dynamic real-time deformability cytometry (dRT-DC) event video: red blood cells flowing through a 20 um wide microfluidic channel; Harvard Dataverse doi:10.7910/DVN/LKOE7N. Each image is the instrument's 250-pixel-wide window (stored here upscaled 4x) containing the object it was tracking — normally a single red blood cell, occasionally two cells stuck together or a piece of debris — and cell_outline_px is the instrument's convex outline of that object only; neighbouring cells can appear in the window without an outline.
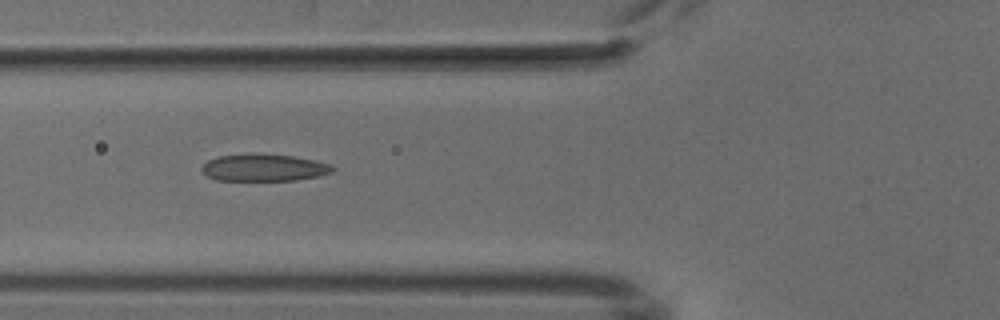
{"species": "common noctule bat (a hibernating species)", "species_latin": "Nyctalus noctula", "temperature_condition": "cold", "stored_images_in_passage": 7, "camera_frame_rate_fps": 3000, "um_per_image_px": 0.085, "animal": {"sex": "male", "body_mass_g": 18.8}, "frame": {"image": 1, "passage_image": 6, "time_ms": 5.0, "image_size_px": [1000, 320], "cell_outline_px": [[336, 168], [332, 172], [316, 176], [296, 180], [216, 180], [208, 176], [200, 168], [208, 160], [220, 156], [248, 152], [252, 152], [292, 156], [332, 164]], "centroid_in_image_um": [22.42, 14.23], "position_along_channel_um": 103.4, "area_um2": 20.75}}
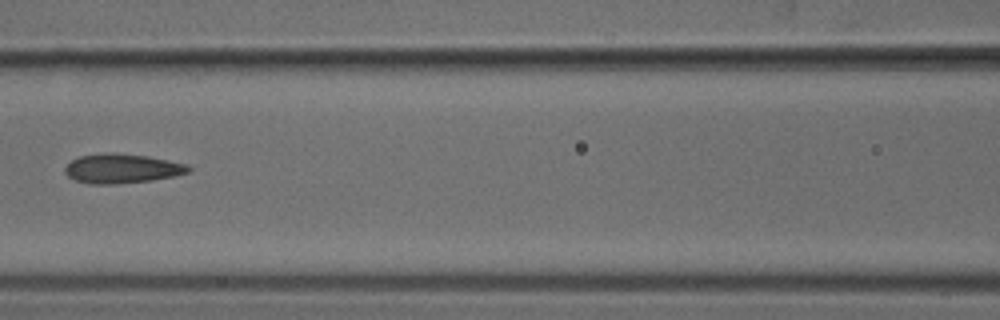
{"frame": {"image": 2, "passage_image": 7, "time_ms": 6.333, "image_size_px": [1000, 320], "cell_outline_px": [[192, 168], [188, 172], [172, 176], [152, 180], [112, 184], [88, 184], [76, 180], [68, 176], [64, 172], [64, 168], [72, 160], [80, 156], [112, 152], [148, 156], [188, 164]], "centroid_in_image_um": [10.36, 14.32], "position_along_channel_um": 156.2, "area_um2": 21.04}}